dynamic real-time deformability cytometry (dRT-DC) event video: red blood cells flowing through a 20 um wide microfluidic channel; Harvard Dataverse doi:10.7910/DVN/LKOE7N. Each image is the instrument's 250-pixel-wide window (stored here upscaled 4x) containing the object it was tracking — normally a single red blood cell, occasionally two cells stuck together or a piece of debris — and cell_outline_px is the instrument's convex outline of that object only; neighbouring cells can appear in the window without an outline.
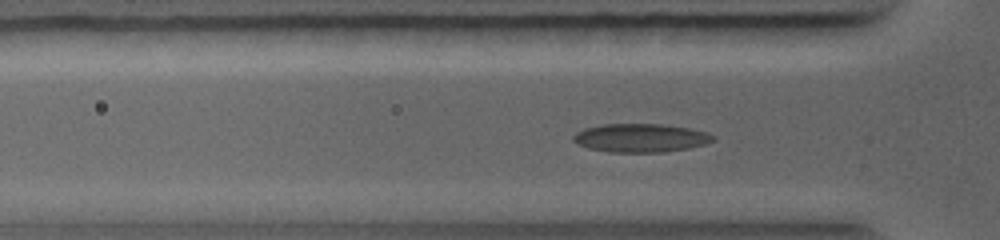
{"species": "common noctule bat (a hibernating species)", "species_latin": "Nyctalus noctula", "temperature_condition": "warm", "stored_images_in_passage": 37, "camera_frame_rate_fps": 5000, "um_per_image_px": 0.085, "animal": {"sex": "female", "body_mass_g": 19.0, "forearm_length_mm": 56.7}, "frame": {"image": 1, "passage_image": 7, "time_ms": 1.2, "image_size_px": [1000, 240], "cell_outline_px": [[716, 140], [704, 144], [688, 148], [664, 152], [608, 152], [588, 148], [576, 144], [572, 140], [572, 136], [576, 132], [584, 128], [604, 124], [660, 124], [688, 128], [708, 132]], "centroid_in_image_um": [54.41, 11.72], "position_along_channel_um": 71.4, "area_um2": 23.24}}
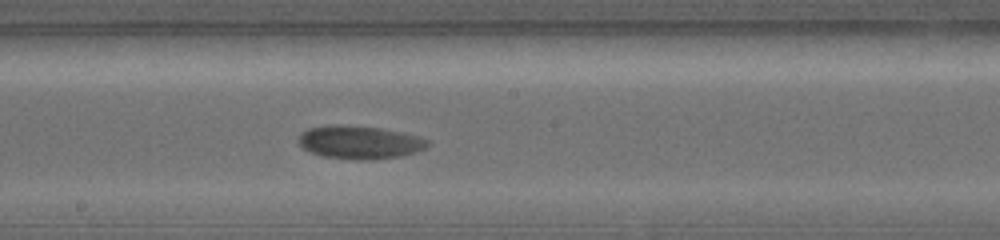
{"frame": {"image": 2, "passage_image": 21, "time_ms": 4.2, "image_size_px": [1000, 240], "cell_outline_px": [[428, 144], [424, 148], [400, 156], [368, 160], [356, 160], [324, 156], [312, 152], [304, 148], [300, 144], [300, 132], [308, 128], [328, 124], [340, 124], [380, 128], [420, 136], [428, 140]], "centroid_in_image_um": [30.54, 12.08], "position_along_channel_um": 217.7, "area_um2": 24.74}}
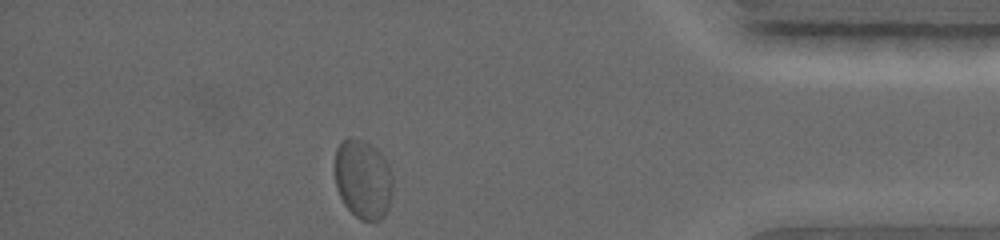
{"frame": {"image": 3, "passage_image": 37, "time_ms": 8.8, "image_size_px": [1000, 240], "cell_outline_px": [[392, 192], [388, 208], [384, 216], [380, 220], [360, 220], [344, 204], [336, 188], [336, 148], [348, 136], [364, 140], [372, 144], [380, 152], [388, 164], [392, 176]], "centroid_in_image_um": [30.87, 15.22], "position_along_channel_um": 404.3, "area_um2": 26.76}}